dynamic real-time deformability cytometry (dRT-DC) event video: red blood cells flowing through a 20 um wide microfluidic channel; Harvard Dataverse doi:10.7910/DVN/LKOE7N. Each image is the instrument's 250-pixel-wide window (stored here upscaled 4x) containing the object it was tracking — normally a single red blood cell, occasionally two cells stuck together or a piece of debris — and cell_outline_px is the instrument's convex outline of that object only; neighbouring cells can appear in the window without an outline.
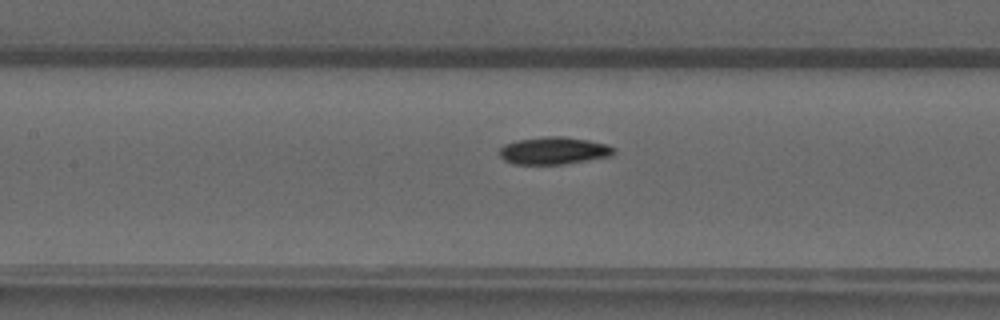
{"species": "common noctule bat (a hibernating species)", "species_latin": "Nyctalus noctula", "temperature_condition": "warm", "stored_images_in_passage": 49, "camera_frame_rate_fps": 3000, "um_per_image_px": 0.085, "animal": {"sex": "male", "forearm_length_mm": 52.5}, "frame": {"image": 1, "passage_image": 23, "time_ms": 7.333, "image_size_px": [1000, 320], "cell_outline_px": [[616, 152], [612, 156], [564, 164], [512, 164], [504, 160], [500, 156], [500, 148], [504, 144], [516, 140], [544, 136], [564, 136], [588, 140], [608, 144], [616, 148]], "centroid_in_image_um": [47.09, 12.8], "position_along_channel_um": 160.3, "area_um2": 18.5}}
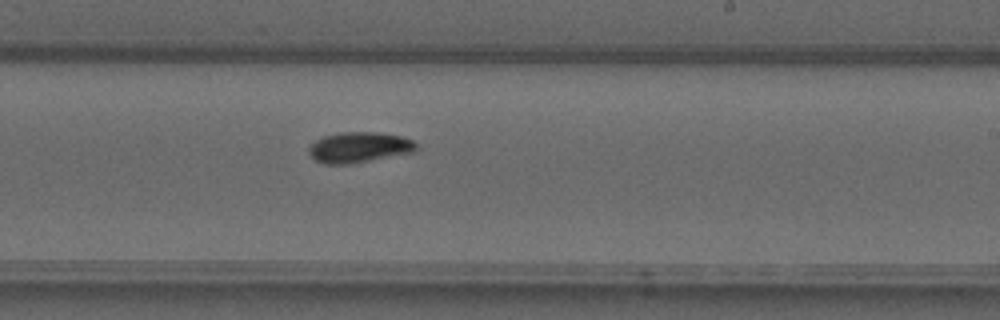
{"frame": {"image": 2, "passage_image": 30, "time_ms": 9.667, "image_size_px": [1000, 320], "cell_outline_px": [[416, 152], [348, 164], [324, 164], [316, 160], [308, 152], [308, 148], [316, 140], [324, 136], [340, 132], [376, 132], [400, 136], [412, 140], [416, 144]], "centroid_in_image_um": [30.52, 12.52], "position_along_channel_um": 258.5, "area_um2": 19.02}}
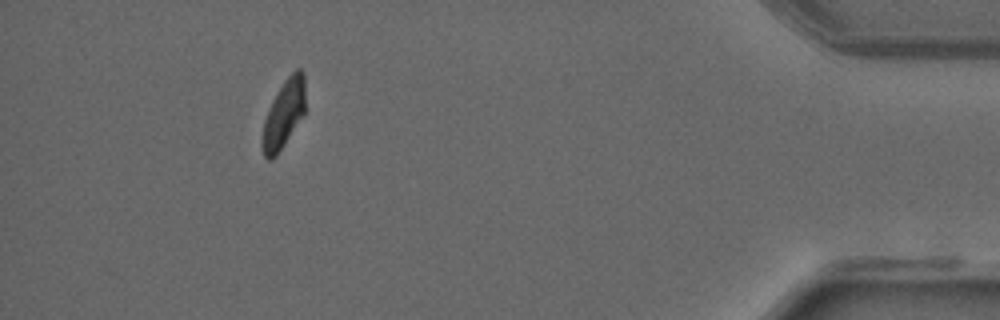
{"frame": {"image": 3, "passage_image": 45, "time_ms": 14.667, "image_size_px": [1000, 320], "cell_outline_px": [[304, 116], [276, 156], [272, 160], [268, 160], [264, 156], [260, 140], [264, 120], [268, 108], [272, 100], [284, 80], [296, 68], [300, 68], [304, 72]], "centroid_in_image_um": [24.1, 9.72], "position_along_channel_um": 411.1, "area_um2": 17.28}}